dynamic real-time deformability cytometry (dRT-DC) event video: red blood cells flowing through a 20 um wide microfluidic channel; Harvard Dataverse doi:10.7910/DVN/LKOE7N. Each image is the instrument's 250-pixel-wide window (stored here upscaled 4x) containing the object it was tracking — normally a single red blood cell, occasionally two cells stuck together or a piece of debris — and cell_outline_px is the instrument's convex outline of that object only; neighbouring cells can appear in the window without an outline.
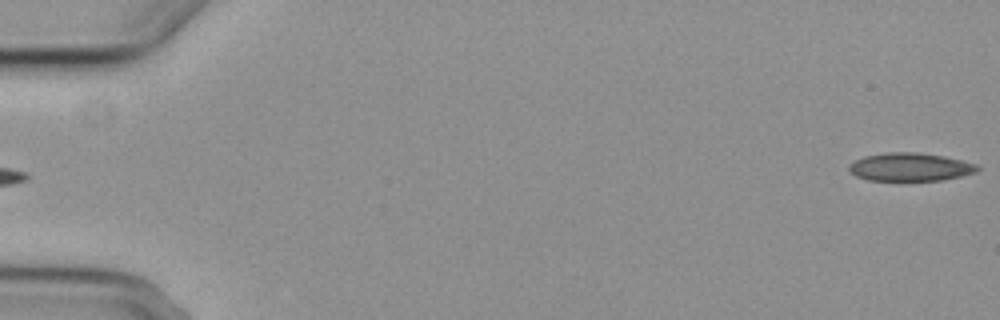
{"species": "common noctule bat (a hibernating species)", "species_latin": "Nyctalus noctula", "temperature_condition": "cold", "stored_images_in_passage": 5, "segment_of_instrument_passage": [2, 2], "camera_frame_rate_fps": 3000, "um_per_image_px": 0.085, "animal": {"sex": "female", "body_mass_g": 29.2, "forearm_length_mm": 56.3}, "frame": {"image": 1, "passage_image": 5, "time_ms": 4.667, "image_size_px": [1000, 320], "cell_outline_px": [[980, 168], [976, 172], [960, 176], [940, 180], [868, 180], [856, 176], [848, 168], [848, 164], [864, 156], [884, 152], [916, 152], [944, 156], [976, 164]], "centroid_in_image_um": [77.34, 14.18], "position_along_channel_um": 7.7, "area_um2": 20.92}}